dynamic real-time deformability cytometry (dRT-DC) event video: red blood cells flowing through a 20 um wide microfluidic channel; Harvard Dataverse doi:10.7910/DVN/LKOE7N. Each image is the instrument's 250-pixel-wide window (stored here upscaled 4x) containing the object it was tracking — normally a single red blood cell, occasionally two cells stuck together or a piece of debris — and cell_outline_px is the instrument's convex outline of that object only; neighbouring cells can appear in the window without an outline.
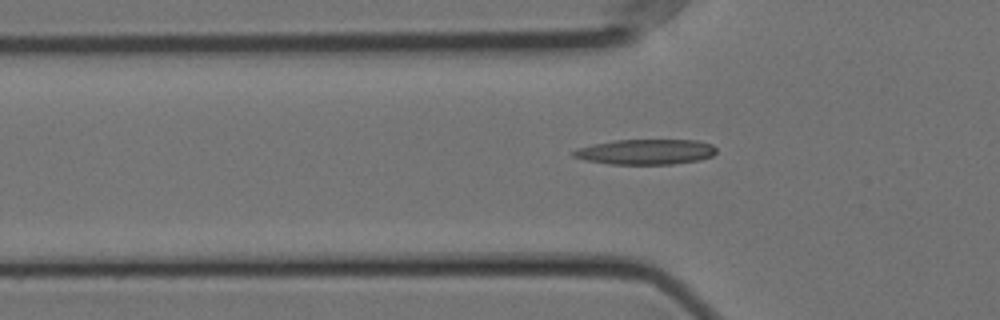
{"species": "Egyptian fruit bat (a non-hibernating species)", "species_latin": "Rousettus aegyptiacus", "temperature_condition": "cold", "stored_images_in_passage": 47, "camera_frame_rate_fps": 3000, "um_per_image_px": 0.085, "animal": {"sex": "female"}, "frame": {"image": 1, "passage_image": 14, "time_ms": 4.333, "image_size_px": [1000, 320], "cell_outline_px": [[716, 152], [712, 156], [700, 160], [672, 164], [608, 164], [584, 160], [572, 156], [572, 152], [580, 148], [592, 144], [616, 140], [696, 140], [712, 144], [716, 148]], "centroid_in_image_um": [54.9, 12.91], "position_along_channel_um": 70.9, "area_um2": 21.04}}
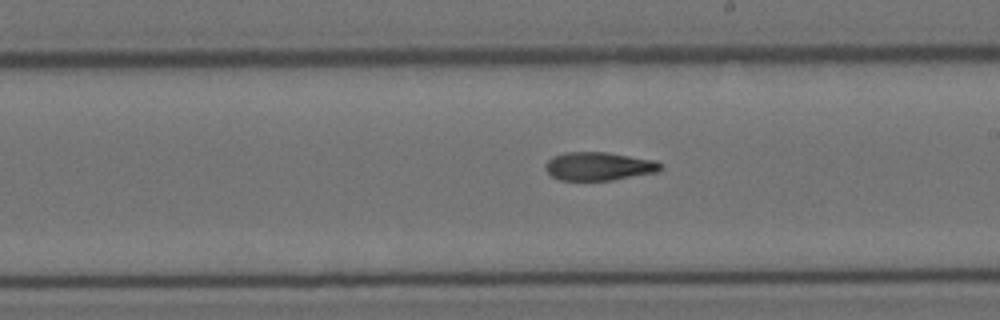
{"frame": {"image": 2, "passage_image": 28, "time_ms": 9.0, "image_size_px": [1000, 320], "cell_outline_px": [[664, 168], [656, 172], [612, 180], [560, 180], [552, 176], [544, 168], [544, 164], [552, 156], [564, 152], [608, 152], [656, 160]], "centroid_in_image_um": [50.88, 14.12], "position_along_channel_um": 238.1, "area_um2": 19.13}}
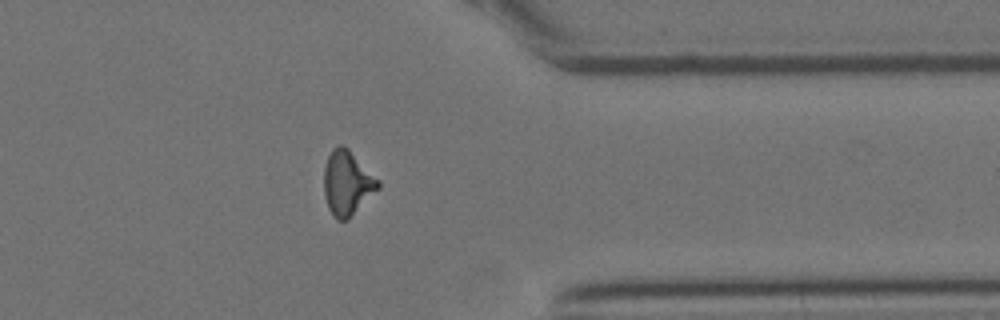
{"frame": {"image": 3, "passage_image": 41, "time_ms": 13.333, "image_size_px": [1000, 320], "cell_outline_px": [[380, 188], [348, 220], [336, 220], [332, 216], [328, 208], [324, 196], [324, 168], [328, 156], [332, 148], [340, 144], [348, 148], [380, 180]], "centroid_in_image_um": [29.52, 15.57], "position_along_channel_um": 381.9, "area_um2": 20.63}, "authors_computed_cell_mechanics": {"area_um2": 19.2474, "velocity_mm_per_s": 3.5665, "shape_relaxation_time_tau1_ms": null, "shape_relaxation_time_tau2_ms": 6.4985, "deformation_change_tau1": null, "deformation_change_tau2": 0.16}}